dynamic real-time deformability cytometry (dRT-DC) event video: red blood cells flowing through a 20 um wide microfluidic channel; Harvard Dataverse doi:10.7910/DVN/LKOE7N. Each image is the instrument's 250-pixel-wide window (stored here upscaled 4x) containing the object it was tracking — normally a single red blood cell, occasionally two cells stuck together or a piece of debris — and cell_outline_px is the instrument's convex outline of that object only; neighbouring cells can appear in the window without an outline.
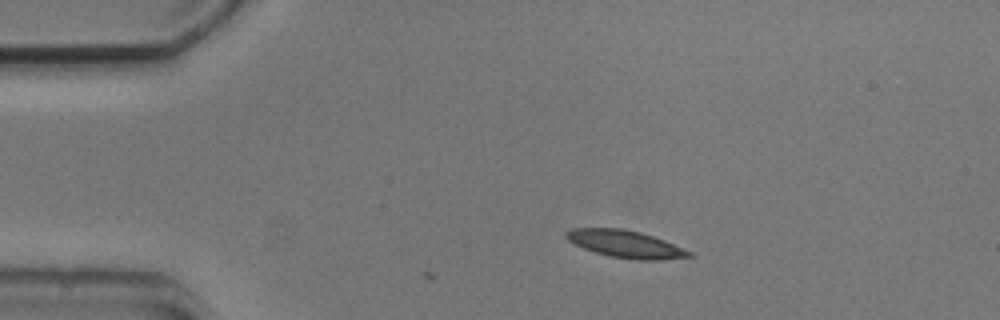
{"species": "common noctule bat (a hibernating species)", "species_latin": "Nyctalus noctula", "temperature_condition": "cold", "stored_images_in_passage": 2, "camera_frame_rate_fps": 3000, "um_per_image_px": 0.085, "animal": {"sex": "male", "body_mass_g": 20.5, "forearm_length_mm": 52.5}, "frame": {"image": 1, "passage_image": 2, "time_ms": 1.333, "image_size_px": [1000, 320], "cell_outline_px": [[696, 256], [660, 260], [636, 260], [612, 256], [596, 252], [584, 248], [568, 240], [564, 236], [564, 232], [572, 228], [624, 228], [640, 232], [664, 240], [692, 252]], "centroid_in_image_um": [53.18, 20.74], "position_along_channel_um": 31.8, "area_um2": 19.48}}